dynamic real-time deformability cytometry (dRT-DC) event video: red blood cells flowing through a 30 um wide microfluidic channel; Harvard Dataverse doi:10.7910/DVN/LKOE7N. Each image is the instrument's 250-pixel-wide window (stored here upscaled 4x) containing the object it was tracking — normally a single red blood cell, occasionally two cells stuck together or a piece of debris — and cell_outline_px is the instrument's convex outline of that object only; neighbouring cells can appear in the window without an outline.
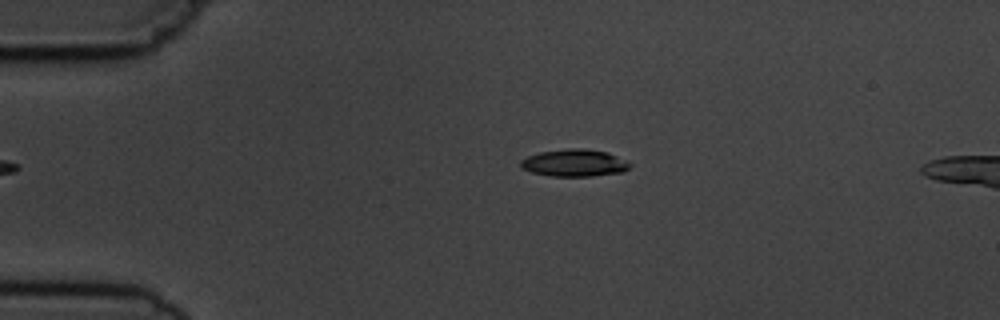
{"species": "common noctule bat (a hibernating species)", "species_latin": "Nyctalus noctula", "temperature_condition": "cold", "stored_images_in_passage": 3, "camera_frame_rate_fps": 3000, "um_per_image_px": 0.085, "animal": {"sex": "male", "body_mass_g": 19.5, "forearm_length_mm": 54.6}, "frame": {"image": 1, "passage_image": 3, "time_ms": 2.333, "image_size_px": [1000, 320], "cell_outline_px": [[632, 164], [624, 172], [592, 176], [548, 176], [532, 172], [520, 168], [520, 160], [528, 156], [540, 152], [568, 148], [584, 148], [608, 152]], "centroid_in_image_um": [48.8, 13.85], "position_along_channel_um": 36.2, "area_um2": 17.4}}